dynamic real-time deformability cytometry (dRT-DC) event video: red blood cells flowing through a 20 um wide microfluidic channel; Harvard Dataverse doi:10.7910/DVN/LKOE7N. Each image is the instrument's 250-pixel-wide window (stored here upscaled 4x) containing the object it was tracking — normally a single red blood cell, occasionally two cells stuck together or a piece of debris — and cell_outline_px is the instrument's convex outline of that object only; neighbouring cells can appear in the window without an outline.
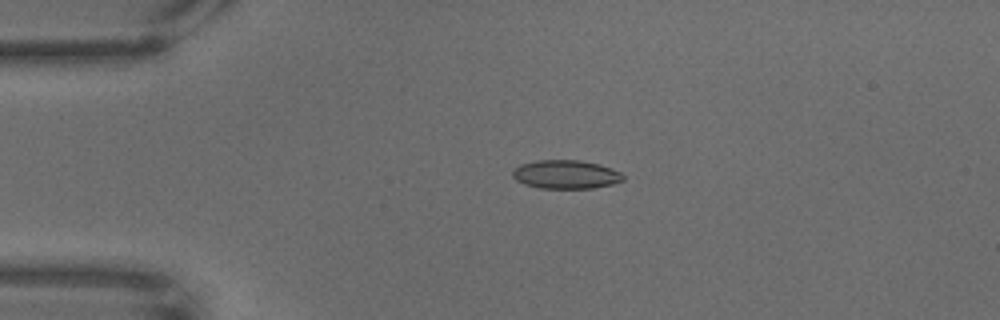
{"species": "common noctule bat (a hibernating species)", "species_latin": "Nyctalus noctula", "temperature_condition": "warm", "stored_images_in_passage": 57, "camera_frame_rate_fps": 3000, "um_per_image_px": 0.085, "animal": {"sex": "male", "body_mass_g": 18.8}, "frame": {"image": 1, "passage_image": 4, "time_ms": 1.0, "image_size_px": [1000, 320], "cell_outline_px": [[624, 180], [612, 184], [592, 188], [540, 188], [524, 184], [516, 180], [512, 176], [512, 168], [520, 164], [536, 160], [580, 160], [600, 164], [612, 168], [620, 172], [624, 176]], "centroid_in_image_um": [48.07, 14.81], "position_along_channel_um": 36.9, "area_um2": 18.61}}
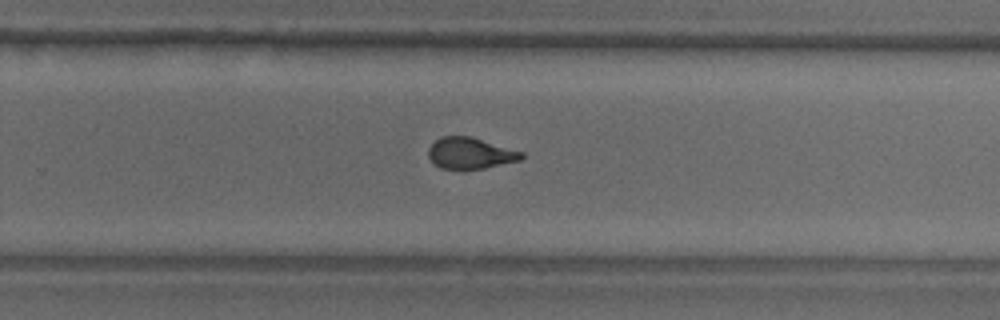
{"frame": {"image": 2, "passage_image": 33, "time_ms": 10.667, "image_size_px": [1000, 320], "cell_outline_px": [[524, 156], [520, 160], [484, 168], [440, 168], [428, 156], [428, 148], [440, 136], [472, 136], [524, 152]], "centroid_in_image_um": [39.99, 13.0], "position_along_channel_um": 289.8, "area_um2": 16.82}}
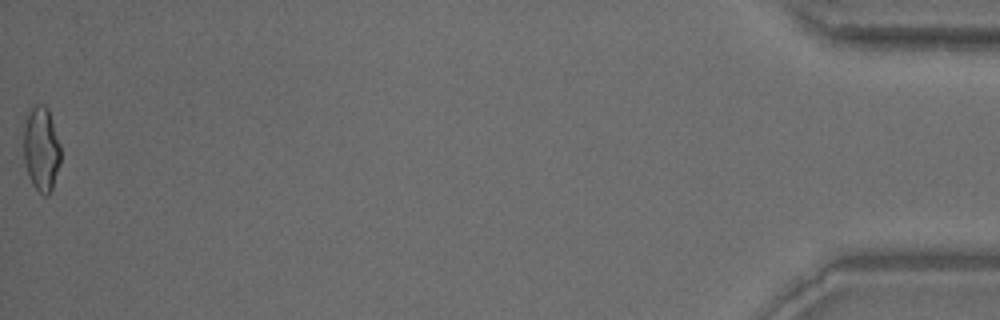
{"frame": {"image": 3, "passage_image": 57, "time_ms": 18.667, "image_size_px": [1000, 320], "cell_outline_px": [[60, 164], [52, 188], [48, 196], [44, 196], [32, 184], [28, 176], [24, 164], [24, 124], [28, 112], [36, 104], [44, 104], [48, 108], [60, 144]], "centroid_in_image_um": [3.5, 12.66], "position_along_channel_um": 431.7, "area_um2": 18.32}}